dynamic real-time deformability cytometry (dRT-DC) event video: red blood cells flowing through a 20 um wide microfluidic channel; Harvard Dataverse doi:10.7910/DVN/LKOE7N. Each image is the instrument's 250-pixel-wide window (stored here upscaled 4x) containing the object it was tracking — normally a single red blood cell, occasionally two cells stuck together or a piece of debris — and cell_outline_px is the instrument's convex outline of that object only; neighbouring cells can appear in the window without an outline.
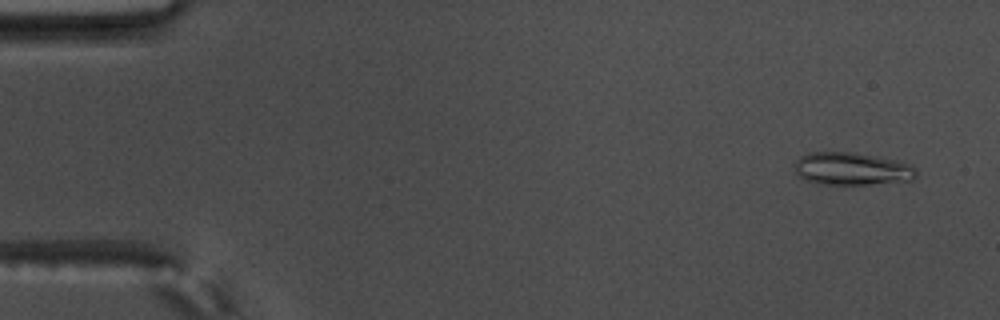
{"species": "common noctule bat (a hibernating species)", "species_latin": "Nyctalus noctula", "temperature_condition": "warm", "stored_images_in_passage": 54, "camera_frame_rate_fps": 3000, "um_per_image_px": 0.085, "animal": {"sex": "male", "body_mass_g": 17.5, "forearm_length_mm": 52.3}, "frame": {"image": 1, "passage_image": 1, "time_ms": 0.0, "image_size_px": [1000, 320], "cell_outline_px": [[916, 176], [912, 180], [868, 184], [816, 184], [804, 180], [796, 172], [792, 164], [800, 156], [808, 152], [852, 152], [876, 156], [896, 160], [908, 164], [916, 168]], "centroid_in_image_um": [72.35, 14.34], "position_along_channel_um": 12.7, "area_um2": 23.29}}
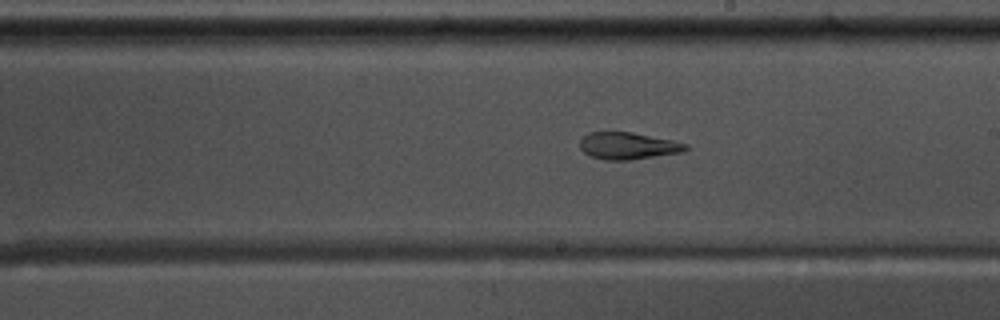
{"frame": {"image": 2, "passage_image": 30, "time_ms": 9.667, "image_size_px": [1000, 320], "cell_outline_px": [[688, 148], [680, 152], [632, 160], [604, 160], [592, 156], [584, 152], [580, 148], [580, 140], [588, 132], [632, 132], [672, 140], [688, 144]], "centroid_in_image_um": [53.36, 12.39], "position_along_channel_um": 235.6, "area_um2": 16.53}}
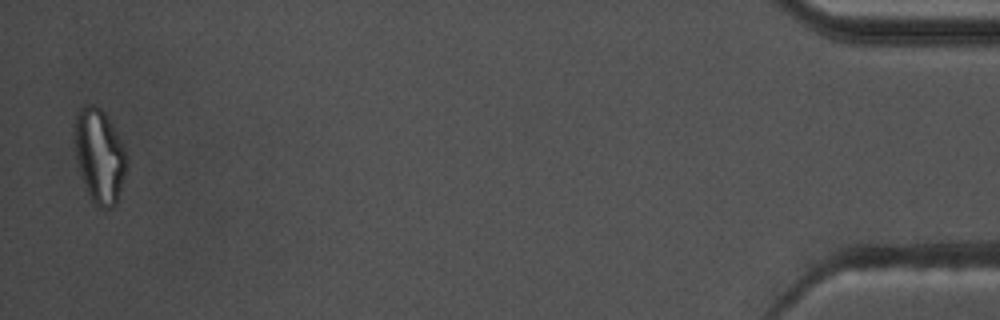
{"frame": {"image": 3, "passage_image": 53, "time_ms": 17.333, "image_size_px": [1000, 320], "cell_outline_px": [[128, 164], [116, 204], [112, 208], [104, 212], [92, 200], [88, 192], [80, 168], [76, 152], [76, 112], [80, 104], [92, 104], [100, 108], [104, 112], [116, 132], [128, 156]], "centroid_in_image_um": [8.49, 13.25], "position_along_channel_um": 426.7, "area_um2": 28.09}, "authors_computed_cell_mechanics": {"area_um2": 19.8254, "velocity_mm_per_s": 3.6531, "shape_relaxation_time_tau1_ms": null, "shape_relaxation_time_tau2_ms": 3.2372, "deformation_change_tau1": null, "deformation_change_tau2": 0.1096}}